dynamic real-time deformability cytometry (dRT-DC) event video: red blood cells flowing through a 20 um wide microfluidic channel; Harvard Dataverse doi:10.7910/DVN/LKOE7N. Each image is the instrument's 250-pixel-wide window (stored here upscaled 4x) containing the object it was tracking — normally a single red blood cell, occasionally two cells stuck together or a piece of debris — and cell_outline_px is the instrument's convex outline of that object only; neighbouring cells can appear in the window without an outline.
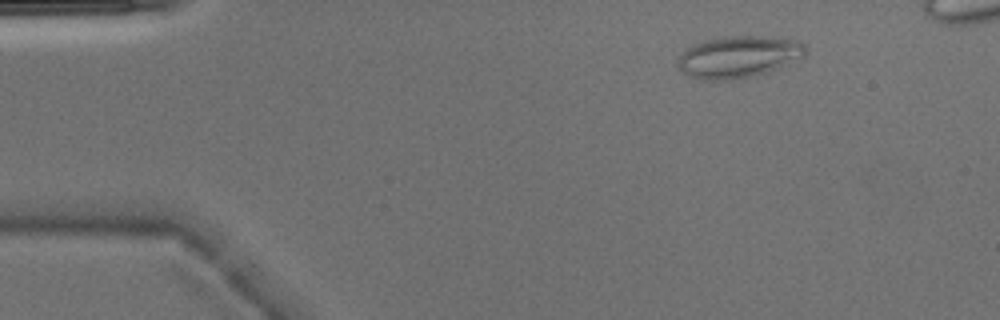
{"species": "Egyptian fruit bat (a non-hibernating species)", "species_latin": "Rousettus aegyptiacus", "temperature_condition": "warm", "stored_images_in_passage": 4, "camera_frame_rate_fps": 3000, "um_per_image_px": 0.085, "animal": {"sex": "male"}, "frame": {"image": 1, "passage_image": 1, "time_ms": 0.0, "image_size_px": [1000, 320], "cell_outline_px": [[804, 56], [776, 68], [764, 72], [748, 76], [724, 80], [700, 80], [684, 72], [676, 64], [676, 60], [688, 48], [704, 40], [728, 36], [764, 36], [796, 40], [804, 44]], "centroid_in_image_um": [62.73, 4.81], "position_along_channel_um": 22.3, "area_um2": 30.35}}